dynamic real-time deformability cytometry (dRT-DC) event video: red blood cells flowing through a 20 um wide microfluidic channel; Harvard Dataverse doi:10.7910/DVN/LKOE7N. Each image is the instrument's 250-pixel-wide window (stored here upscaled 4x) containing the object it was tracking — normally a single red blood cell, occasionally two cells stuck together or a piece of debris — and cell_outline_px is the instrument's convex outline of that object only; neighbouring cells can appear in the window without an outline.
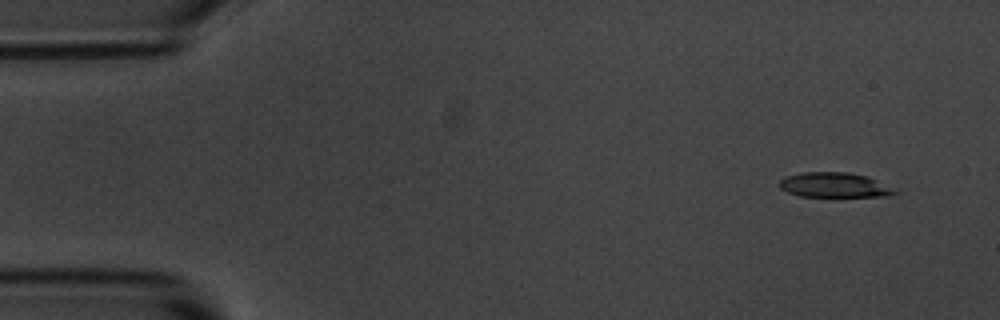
{"species": "common noctule bat (a hibernating species)", "species_latin": "Nyctalus noctula", "temperature_condition": "room temperature", "stored_images_in_passage": 10, "camera_frame_rate_fps": 3000, "um_per_image_px": 0.085, "animal": {"sex": "male", "body_mass_g": 20.1, "forearm_length_mm": 53.5}, "frame": {"image": 1, "passage_image": 1, "time_ms": 0.0, "image_size_px": [1000, 320], "cell_outline_px": [[896, 192], [888, 196], [800, 196], [788, 192], [780, 188], [776, 184], [780, 180], [788, 176], [804, 172], [848, 172], [868, 176]], "centroid_in_image_um": [70.82, 15.72], "position_along_channel_um": 14.2, "area_um2": 16.3}}
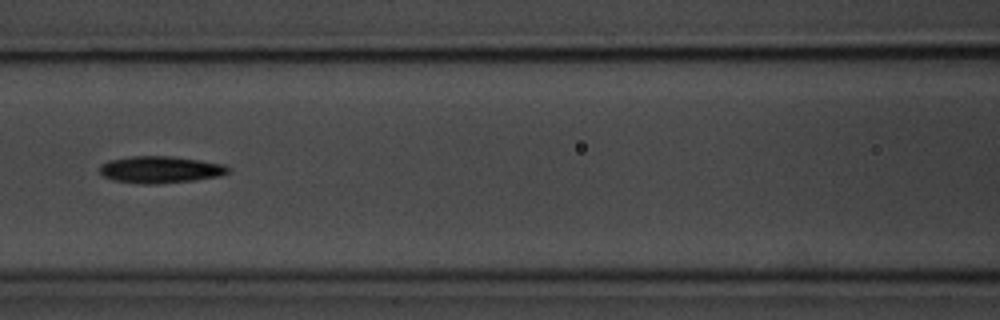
{"frame": {"image": 2, "passage_image": 7, "time_ms": 6.667, "image_size_px": [1000, 320], "cell_outline_px": [[232, 168], [228, 172], [220, 176], [192, 180], [156, 184], [140, 184], [112, 180], [104, 176], [100, 172], [100, 164], [108, 160], [132, 156], [172, 156], [200, 160], [224, 164]], "centroid_in_image_um": [13.62, 14.41], "position_along_channel_um": 153.0, "area_um2": 20.23}}
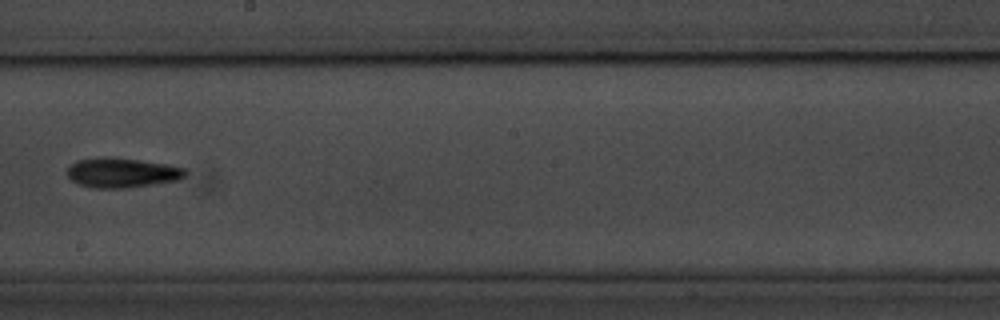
{"frame": {"image": 3, "passage_image": 9, "time_ms": 9.0, "image_size_px": [1000, 320], "cell_outline_px": [[188, 172], [180, 180], [128, 188], [92, 188], [80, 184], [72, 180], [68, 176], [68, 168], [72, 164], [80, 160], [100, 156], [104, 156], [136, 160], [164, 164], [184, 168]], "centroid_in_image_um": [10.38, 14.69], "position_along_channel_um": 237.8, "area_um2": 20.29}}